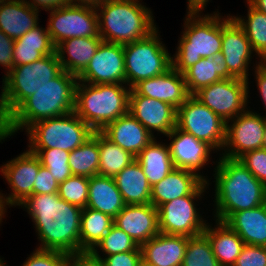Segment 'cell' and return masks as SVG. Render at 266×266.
<instances>
[{
    "instance_id": "1",
    "label": "cell",
    "mask_w": 266,
    "mask_h": 266,
    "mask_svg": "<svg viewBox=\"0 0 266 266\" xmlns=\"http://www.w3.org/2000/svg\"><path fill=\"white\" fill-rule=\"evenodd\" d=\"M20 206L35 223L42 244L38 249L80 253L82 208L61 199L58 193L31 195Z\"/></svg>"
},
{
    "instance_id": "2",
    "label": "cell",
    "mask_w": 266,
    "mask_h": 266,
    "mask_svg": "<svg viewBox=\"0 0 266 266\" xmlns=\"http://www.w3.org/2000/svg\"><path fill=\"white\" fill-rule=\"evenodd\" d=\"M78 78L62 70L36 93L26 98L1 124L6 138L42 120L71 113L75 108Z\"/></svg>"
},
{
    "instance_id": "3",
    "label": "cell",
    "mask_w": 266,
    "mask_h": 266,
    "mask_svg": "<svg viewBox=\"0 0 266 266\" xmlns=\"http://www.w3.org/2000/svg\"><path fill=\"white\" fill-rule=\"evenodd\" d=\"M215 170L216 222L266 203V186L238 159L220 157Z\"/></svg>"
},
{
    "instance_id": "4",
    "label": "cell",
    "mask_w": 266,
    "mask_h": 266,
    "mask_svg": "<svg viewBox=\"0 0 266 266\" xmlns=\"http://www.w3.org/2000/svg\"><path fill=\"white\" fill-rule=\"evenodd\" d=\"M95 8L103 41L126 45L144 39L158 29L150 9L138 0H104Z\"/></svg>"
},
{
    "instance_id": "5",
    "label": "cell",
    "mask_w": 266,
    "mask_h": 266,
    "mask_svg": "<svg viewBox=\"0 0 266 266\" xmlns=\"http://www.w3.org/2000/svg\"><path fill=\"white\" fill-rule=\"evenodd\" d=\"M123 84L77 82L74 112L95 132L129 112V94Z\"/></svg>"
},
{
    "instance_id": "6",
    "label": "cell",
    "mask_w": 266,
    "mask_h": 266,
    "mask_svg": "<svg viewBox=\"0 0 266 266\" xmlns=\"http://www.w3.org/2000/svg\"><path fill=\"white\" fill-rule=\"evenodd\" d=\"M185 20L178 51L172 57V67L181 74L200 59L212 58L222 49V19L218 13L202 17L187 14Z\"/></svg>"
},
{
    "instance_id": "7",
    "label": "cell",
    "mask_w": 266,
    "mask_h": 266,
    "mask_svg": "<svg viewBox=\"0 0 266 266\" xmlns=\"http://www.w3.org/2000/svg\"><path fill=\"white\" fill-rule=\"evenodd\" d=\"M57 53L46 55L33 63L14 66L4 76L0 95V123L26 98L33 95L62 71Z\"/></svg>"
},
{
    "instance_id": "8",
    "label": "cell",
    "mask_w": 266,
    "mask_h": 266,
    "mask_svg": "<svg viewBox=\"0 0 266 266\" xmlns=\"http://www.w3.org/2000/svg\"><path fill=\"white\" fill-rule=\"evenodd\" d=\"M26 132L29 149L56 148L71 152L95 132L75 112L34 123Z\"/></svg>"
},
{
    "instance_id": "9",
    "label": "cell",
    "mask_w": 266,
    "mask_h": 266,
    "mask_svg": "<svg viewBox=\"0 0 266 266\" xmlns=\"http://www.w3.org/2000/svg\"><path fill=\"white\" fill-rule=\"evenodd\" d=\"M159 39L156 29L144 39L123 45L126 83L129 88L172 68V57Z\"/></svg>"
},
{
    "instance_id": "10",
    "label": "cell",
    "mask_w": 266,
    "mask_h": 266,
    "mask_svg": "<svg viewBox=\"0 0 266 266\" xmlns=\"http://www.w3.org/2000/svg\"><path fill=\"white\" fill-rule=\"evenodd\" d=\"M176 127L206 142L214 150L222 149L226 138V121L191 95L177 109Z\"/></svg>"
},
{
    "instance_id": "11",
    "label": "cell",
    "mask_w": 266,
    "mask_h": 266,
    "mask_svg": "<svg viewBox=\"0 0 266 266\" xmlns=\"http://www.w3.org/2000/svg\"><path fill=\"white\" fill-rule=\"evenodd\" d=\"M207 182L204 181L192 194L166 202L157 208L161 233L187 237L203 234L207 224L196 211L193 200L201 197Z\"/></svg>"
},
{
    "instance_id": "12",
    "label": "cell",
    "mask_w": 266,
    "mask_h": 266,
    "mask_svg": "<svg viewBox=\"0 0 266 266\" xmlns=\"http://www.w3.org/2000/svg\"><path fill=\"white\" fill-rule=\"evenodd\" d=\"M96 8L88 5L63 6L51 10L47 30L57 47L70 38L100 37Z\"/></svg>"
},
{
    "instance_id": "13",
    "label": "cell",
    "mask_w": 266,
    "mask_h": 266,
    "mask_svg": "<svg viewBox=\"0 0 266 266\" xmlns=\"http://www.w3.org/2000/svg\"><path fill=\"white\" fill-rule=\"evenodd\" d=\"M248 87V81L242 79H222L200 89L193 96L229 123V120L245 111Z\"/></svg>"
},
{
    "instance_id": "14",
    "label": "cell",
    "mask_w": 266,
    "mask_h": 266,
    "mask_svg": "<svg viewBox=\"0 0 266 266\" xmlns=\"http://www.w3.org/2000/svg\"><path fill=\"white\" fill-rule=\"evenodd\" d=\"M235 120V121H234ZM226 123V138L222 157L239 159L246 152L262 148L266 118L252 111H243ZM230 148V149H229Z\"/></svg>"
},
{
    "instance_id": "15",
    "label": "cell",
    "mask_w": 266,
    "mask_h": 266,
    "mask_svg": "<svg viewBox=\"0 0 266 266\" xmlns=\"http://www.w3.org/2000/svg\"><path fill=\"white\" fill-rule=\"evenodd\" d=\"M78 82L126 84L123 45L102 41Z\"/></svg>"
},
{
    "instance_id": "16",
    "label": "cell",
    "mask_w": 266,
    "mask_h": 266,
    "mask_svg": "<svg viewBox=\"0 0 266 266\" xmlns=\"http://www.w3.org/2000/svg\"><path fill=\"white\" fill-rule=\"evenodd\" d=\"M253 50L243 28L230 15L222 19V49L228 72L248 81V65Z\"/></svg>"
},
{
    "instance_id": "17",
    "label": "cell",
    "mask_w": 266,
    "mask_h": 266,
    "mask_svg": "<svg viewBox=\"0 0 266 266\" xmlns=\"http://www.w3.org/2000/svg\"><path fill=\"white\" fill-rule=\"evenodd\" d=\"M3 166V167H2ZM1 166V173L6 178L11 195L5 197L7 205H19L33 195V184L42 166L40 159L29 149L15 159Z\"/></svg>"
},
{
    "instance_id": "18",
    "label": "cell",
    "mask_w": 266,
    "mask_h": 266,
    "mask_svg": "<svg viewBox=\"0 0 266 266\" xmlns=\"http://www.w3.org/2000/svg\"><path fill=\"white\" fill-rule=\"evenodd\" d=\"M129 112L152 135V130H156L166 136L176 127L177 110L172 105L138 95L132 88L129 94Z\"/></svg>"
},
{
    "instance_id": "19",
    "label": "cell",
    "mask_w": 266,
    "mask_h": 266,
    "mask_svg": "<svg viewBox=\"0 0 266 266\" xmlns=\"http://www.w3.org/2000/svg\"><path fill=\"white\" fill-rule=\"evenodd\" d=\"M132 89L138 95L161 100L176 110L191 96L183 74L173 67L162 75L139 81Z\"/></svg>"
},
{
    "instance_id": "20",
    "label": "cell",
    "mask_w": 266,
    "mask_h": 266,
    "mask_svg": "<svg viewBox=\"0 0 266 266\" xmlns=\"http://www.w3.org/2000/svg\"><path fill=\"white\" fill-rule=\"evenodd\" d=\"M114 225L125 231L139 246L160 233L158 211L151 203L126 204L114 218Z\"/></svg>"
},
{
    "instance_id": "21",
    "label": "cell",
    "mask_w": 266,
    "mask_h": 266,
    "mask_svg": "<svg viewBox=\"0 0 266 266\" xmlns=\"http://www.w3.org/2000/svg\"><path fill=\"white\" fill-rule=\"evenodd\" d=\"M166 136L172 139L168 147L174 168L196 173L208 162L210 152L214 150L206 142L177 127Z\"/></svg>"
},
{
    "instance_id": "22",
    "label": "cell",
    "mask_w": 266,
    "mask_h": 266,
    "mask_svg": "<svg viewBox=\"0 0 266 266\" xmlns=\"http://www.w3.org/2000/svg\"><path fill=\"white\" fill-rule=\"evenodd\" d=\"M100 132L135 157L155 139L130 112L109 123Z\"/></svg>"
},
{
    "instance_id": "23",
    "label": "cell",
    "mask_w": 266,
    "mask_h": 266,
    "mask_svg": "<svg viewBox=\"0 0 266 266\" xmlns=\"http://www.w3.org/2000/svg\"><path fill=\"white\" fill-rule=\"evenodd\" d=\"M189 238L160 232L140 246L142 261L151 266H181Z\"/></svg>"
},
{
    "instance_id": "24",
    "label": "cell",
    "mask_w": 266,
    "mask_h": 266,
    "mask_svg": "<svg viewBox=\"0 0 266 266\" xmlns=\"http://www.w3.org/2000/svg\"><path fill=\"white\" fill-rule=\"evenodd\" d=\"M204 181V176L186 169L174 168L164 179L151 187V204L158 208L174 199L192 194Z\"/></svg>"
},
{
    "instance_id": "25",
    "label": "cell",
    "mask_w": 266,
    "mask_h": 266,
    "mask_svg": "<svg viewBox=\"0 0 266 266\" xmlns=\"http://www.w3.org/2000/svg\"><path fill=\"white\" fill-rule=\"evenodd\" d=\"M38 12L24 0H0V30L16 40L39 25Z\"/></svg>"
},
{
    "instance_id": "26",
    "label": "cell",
    "mask_w": 266,
    "mask_h": 266,
    "mask_svg": "<svg viewBox=\"0 0 266 266\" xmlns=\"http://www.w3.org/2000/svg\"><path fill=\"white\" fill-rule=\"evenodd\" d=\"M102 41L101 37L70 38L62 41L56 47L62 69L78 77L85 70ZM65 53L68 54V59H65Z\"/></svg>"
},
{
    "instance_id": "27",
    "label": "cell",
    "mask_w": 266,
    "mask_h": 266,
    "mask_svg": "<svg viewBox=\"0 0 266 266\" xmlns=\"http://www.w3.org/2000/svg\"><path fill=\"white\" fill-rule=\"evenodd\" d=\"M225 223L245 244L266 247V203L233 213Z\"/></svg>"
},
{
    "instance_id": "28",
    "label": "cell",
    "mask_w": 266,
    "mask_h": 266,
    "mask_svg": "<svg viewBox=\"0 0 266 266\" xmlns=\"http://www.w3.org/2000/svg\"><path fill=\"white\" fill-rule=\"evenodd\" d=\"M37 25L14 41L13 66L26 65L56 52L51 36Z\"/></svg>"
},
{
    "instance_id": "29",
    "label": "cell",
    "mask_w": 266,
    "mask_h": 266,
    "mask_svg": "<svg viewBox=\"0 0 266 266\" xmlns=\"http://www.w3.org/2000/svg\"><path fill=\"white\" fill-rule=\"evenodd\" d=\"M125 205L114 177L100 175L89 177V192L86 207L115 218Z\"/></svg>"
},
{
    "instance_id": "30",
    "label": "cell",
    "mask_w": 266,
    "mask_h": 266,
    "mask_svg": "<svg viewBox=\"0 0 266 266\" xmlns=\"http://www.w3.org/2000/svg\"><path fill=\"white\" fill-rule=\"evenodd\" d=\"M190 95L200 89L221 81L234 78L227 69L224 55L220 52L212 58H202L183 73Z\"/></svg>"
},
{
    "instance_id": "31",
    "label": "cell",
    "mask_w": 266,
    "mask_h": 266,
    "mask_svg": "<svg viewBox=\"0 0 266 266\" xmlns=\"http://www.w3.org/2000/svg\"><path fill=\"white\" fill-rule=\"evenodd\" d=\"M114 180L125 204L138 205L151 203V185L141 165L135 160L119 172Z\"/></svg>"
},
{
    "instance_id": "32",
    "label": "cell",
    "mask_w": 266,
    "mask_h": 266,
    "mask_svg": "<svg viewBox=\"0 0 266 266\" xmlns=\"http://www.w3.org/2000/svg\"><path fill=\"white\" fill-rule=\"evenodd\" d=\"M215 229L206 225L203 234L209 239L212 251L221 266H233L245 243L225 222L217 221Z\"/></svg>"
},
{
    "instance_id": "33",
    "label": "cell",
    "mask_w": 266,
    "mask_h": 266,
    "mask_svg": "<svg viewBox=\"0 0 266 266\" xmlns=\"http://www.w3.org/2000/svg\"><path fill=\"white\" fill-rule=\"evenodd\" d=\"M151 186L164 179L173 169L169 147L152 140L137 156Z\"/></svg>"
},
{
    "instance_id": "34",
    "label": "cell",
    "mask_w": 266,
    "mask_h": 266,
    "mask_svg": "<svg viewBox=\"0 0 266 266\" xmlns=\"http://www.w3.org/2000/svg\"><path fill=\"white\" fill-rule=\"evenodd\" d=\"M114 225V218L91 208H82L80 253L91 252Z\"/></svg>"
},
{
    "instance_id": "35",
    "label": "cell",
    "mask_w": 266,
    "mask_h": 266,
    "mask_svg": "<svg viewBox=\"0 0 266 266\" xmlns=\"http://www.w3.org/2000/svg\"><path fill=\"white\" fill-rule=\"evenodd\" d=\"M99 168L98 175L115 177L126 166L136 160L130 152L112 143L99 132Z\"/></svg>"
},
{
    "instance_id": "36",
    "label": "cell",
    "mask_w": 266,
    "mask_h": 266,
    "mask_svg": "<svg viewBox=\"0 0 266 266\" xmlns=\"http://www.w3.org/2000/svg\"><path fill=\"white\" fill-rule=\"evenodd\" d=\"M99 159V132H94L90 139L70 152L71 173L86 177L98 175Z\"/></svg>"
},
{
    "instance_id": "37",
    "label": "cell",
    "mask_w": 266,
    "mask_h": 266,
    "mask_svg": "<svg viewBox=\"0 0 266 266\" xmlns=\"http://www.w3.org/2000/svg\"><path fill=\"white\" fill-rule=\"evenodd\" d=\"M247 3L249 8L247 21L240 17H232L243 28L252 50L261 59L266 55V14L253 7L248 1Z\"/></svg>"
},
{
    "instance_id": "38",
    "label": "cell",
    "mask_w": 266,
    "mask_h": 266,
    "mask_svg": "<svg viewBox=\"0 0 266 266\" xmlns=\"http://www.w3.org/2000/svg\"><path fill=\"white\" fill-rule=\"evenodd\" d=\"M181 266H221L216 259L209 239L204 235L190 237Z\"/></svg>"
},
{
    "instance_id": "39",
    "label": "cell",
    "mask_w": 266,
    "mask_h": 266,
    "mask_svg": "<svg viewBox=\"0 0 266 266\" xmlns=\"http://www.w3.org/2000/svg\"><path fill=\"white\" fill-rule=\"evenodd\" d=\"M29 150L38 156L41 165L48 169L58 183L73 175L69 166L70 152L56 148Z\"/></svg>"
},
{
    "instance_id": "40",
    "label": "cell",
    "mask_w": 266,
    "mask_h": 266,
    "mask_svg": "<svg viewBox=\"0 0 266 266\" xmlns=\"http://www.w3.org/2000/svg\"><path fill=\"white\" fill-rule=\"evenodd\" d=\"M89 192V177L72 175L59 183V197L70 204L86 208Z\"/></svg>"
},
{
    "instance_id": "41",
    "label": "cell",
    "mask_w": 266,
    "mask_h": 266,
    "mask_svg": "<svg viewBox=\"0 0 266 266\" xmlns=\"http://www.w3.org/2000/svg\"><path fill=\"white\" fill-rule=\"evenodd\" d=\"M107 256L129 251H141L140 246L125 231L113 225L96 245Z\"/></svg>"
},
{
    "instance_id": "42",
    "label": "cell",
    "mask_w": 266,
    "mask_h": 266,
    "mask_svg": "<svg viewBox=\"0 0 266 266\" xmlns=\"http://www.w3.org/2000/svg\"><path fill=\"white\" fill-rule=\"evenodd\" d=\"M69 256L64 252L37 248L22 266H67Z\"/></svg>"
},
{
    "instance_id": "43",
    "label": "cell",
    "mask_w": 266,
    "mask_h": 266,
    "mask_svg": "<svg viewBox=\"0 0 266 266\" xmlns=\"http://www.w3.org/2000/svg\"><path fill=\"white\" fill-rule=\"evenodd\" d=\"M238 160L266 186V150L261 148L246 152Z\"/></svg>"
},
{
    "instance_id": "44",
    "label": "cell",
    "mask_w": 266,
    "mask_h": 266,
    "mask_svg": "<svg viewBox=\"0 0 266 266\" xmlns=\"http://www.w3.org/2000/svg\"><path fill=\"white\" fill-rule=\"evenodd\" d=\"M98 249H93L90 253L97 259L102 260L104 266H140L142 262L141 251L121 252L101 258Z\"/></svg>"
},
{
    "instance_id": "45",
    "label": "cell",
    "mask_w": 266,
    "mask_h": 266,
    "mask_svg": "<svg viewBox=\"0 0 266 266\" xmlns=\"http://www.w3.org/2000/svg\"><path fill=\"white\" fill-rule=\"evenodd\" d=\"M233 266H266V247L245 244Z\"/></svg>"
},
{
    "instance_id": "46",
    "label": "cell",
    "mask_w": 266,
    "mask_h": 266,
    "mask_svg": "<svg viewBox=\"0 0 266 266\" xmlns=\"http://www.w3.org/2000/svg\"><path fill=\"white\" fill-rule=\"evenodd\" d=\"M59 183L47 168L41 166L33 184V195L58 193Z\"/></svg>"
},
{
    "instance_id": "47",
    "label": "cell",
    "mask_w": 266,
    "mask_h": 266,
    "mask_svg": "<svg viewBox=\"0 0 266 266\" xmlns=\"http://www.w3.org/2000/svg\"><path fill=\"white\" fill-rule=\"evenodd\" d=\"M14 41L0 30V65L5 66L7 72L13 69V49Z\"/></svg>"
},
{
    "instance_id": "48",
    "label": "cell",
    "mask_w": 266,
    "mask_h": 266,
    "mask_svg": "<svg viewBox=\"0 0 266 266\" xmlns=\"http://www.w3.org/2000/svg\"><path fill=\"white\" fill-rule=\"evenodd\" d=\"M67 266H104V264L90 252H83L70 255Z\"/></svg>"
},
{
    "instance_id": "49",
    "label": "cell",
    "mask_w": 266,
    "mask_h": 266,
    "mask_svg": "<svg viewBox=\"0 0 266 266\" xmlns=\"http://www.w3.org/2000/svg\"><path fill=\"white\" fill-rule=\"evenodd\" d=\"M24 2L37 11H39L38 9L41 7L45 9V11H51L71 4L70 0H33L32 2L24 0Z\"/></svg>"
},
{
    "instance_id": "50",
    "label": "cell",
    "mask_w": 266,
    "mask_h": 266,
    "mask_svg": "<svg viewBox=\"0 0 266 266\" xmlns=\"http://www.w3.org/2000/svg\"><path fill=\"white\" fill-rule=\"evenodd\" d=\"M255 69H256L255 75L257 79L256 83H257L261 98L263 99V102L266 106V69L260 65V62L258 63Z\"/></svg>"
},
{
    "instance_id": "51",
    "label": "cell",
    "mask_w": 266,
    "mask_h": 266,
    "mask_svg": "<svg viewBox=\"0 0 266 266\" xmlns=\"http://www.w3.org/2000/svg\"><path fill=\"white\" fill-rule=\"evenodd\" d=\"M208 0H188V14H199L205 8Z\"/></svg>"
},
{
    "instance_id": "52",
    "label": "cell",
    "mask_w": 266,
    "mask_h": 266,
    "mask_svg": "<svg viewBox=\"0 0 266 266\" xmlns=\"http://www.w3.org/2000/svg\"><path fill=\"white\" fill-rule=\"evenodd\" d=\"M103 1L104 0H70L73 5H88L93 7L99 6Z\"/></svg>"
},
{
    "instance_id": "53",
    "label": "cell",
    "mask_w": 266,
    "mask_h": 266,
    "mask_svg": "<svg viewBox=\"0 0 266 266\" xmlns=\"http://www.w3.org/2000/svg\"><path fill=\"white\" fill-rule=\"evenodd\" d=\"M253 7L266 14V0H247Z\"/></svg>"
},
{
    "instance_id": "54",
    "label": "cell",
    "mask_w": 266,
    "mask_h": 266,
    "mask_svg": "<svg viewBox=\"0 0 266 266\" xmlns=\"http://www.w3.org/2000/svg\"><path fill=\"white\" fill-rule=\"evenodd\" d=\"M6 205L7 203H6L5 198H3V194L2 195L0 194V223L2 221V217L4 216V213L6 212L5 211L7 208Z\"/></svg>"
},
{
    "instance_id": "55",
    "label": "cell",
    "mask_w": 266,
    "mask_h": 266,
    "mask_svg": "<svg viewBox=\"0 0 266 266\" xmlns=\"http://www.w3.org/2000/svg\"><path fill=\"white\" fill-rule=\"evenodd\" d=\"M6 138L5 132L3 130L2 124L0 123V142Z\"/></svg>"
},
{
    "instance_id": "56",
    "label": "cell",
    "mask_w": 266,
    "mask_h": 266,
    "mask_svg": "<svg viewBox=\"0 0 266 266\" xmlns=\"http://www.w3.org/2000/svg\"><path fill=\"white\" fill-rule=\"evenodd\" d=\"M260 65L266 69V55L260 59Z\"/></svg>"
},
{
    "instance_id": "57",
    "label": "cell",
    "mask_w": 266,
    "mask_h": 266,
    "mask_svg": "<svg viewBox=\"0 0 266 266\" xmlns=\"http://www.w3.org/2000/svg\"><path fill=\"white\" fill-rule=\"evenodd\" d=\"M262 149L266 150V124H265V134L263 138Z\"/></svg>"
},
{
    "instance_id": "58",
    "label": "cell",
    "mask_w": 266,
    "mask_h": 266,
    "mask_svg": "<svg viewBox=\"0 0 266 266\" xmlns=\"http://www.w3.org/2000/svg\"><path fill=\"white\" fill-rule=\"evenodd\" d=\"M140 266H151V265H149V264H147V263H145V262H141V264H140Z\"/></svg>"
},
{
    "instance_id": "59",
    "label": "cell",
    "mask_w": 266,
    "mask_h": 266,
    "mask_svg": "<svg viewBox=\"0 0 266 266\" xmlns=\"http://www.w3.org/2000/svg\"><path fill=\"white\" fill-rule=\"evenodd\" d=\"M0 266H5L4 262L2 261V259L0 258Z\"/></svg>"
}]
</instances>
